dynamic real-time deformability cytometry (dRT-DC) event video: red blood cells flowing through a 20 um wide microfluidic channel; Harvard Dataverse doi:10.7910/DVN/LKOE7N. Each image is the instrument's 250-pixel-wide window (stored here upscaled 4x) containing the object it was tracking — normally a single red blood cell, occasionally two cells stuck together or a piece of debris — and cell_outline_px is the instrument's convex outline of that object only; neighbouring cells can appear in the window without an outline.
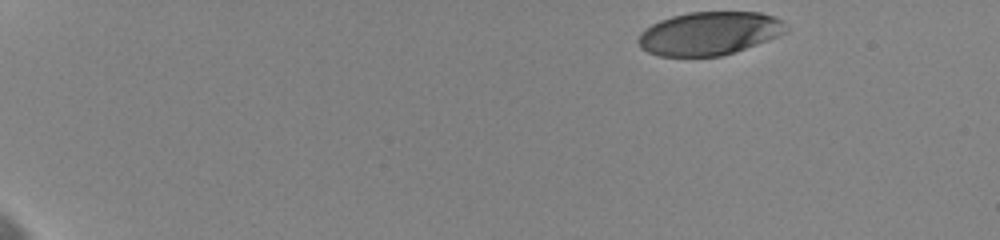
{"species": "human", "species_latin": "Homo sapiens", "temperature_condition": "cold", "stored_images_in_passage": 54, "camera_frame_rate_fps": 3000, "um_per_image_px": 0.085, "donor": {"sex": "female"}, "frame": {"image": 1, "passage_image": 1, "time_ms": 0.0, "image_size_px": [1000, 240], "cell_outline_px": [[788, 32], [756, 44], [720, 56], [660, 56], [648, 52], [640, 48], [636, 40], [640, 32], [644, 28], [660, 20], [672, 16], [688, 12], [760, 12], [776, 16], [784, 20], [788, 28]], "centroid_in_image_um": [60.28, 2.82], "position_along_channel_um": 24.7, "area_um2": 37.45}}
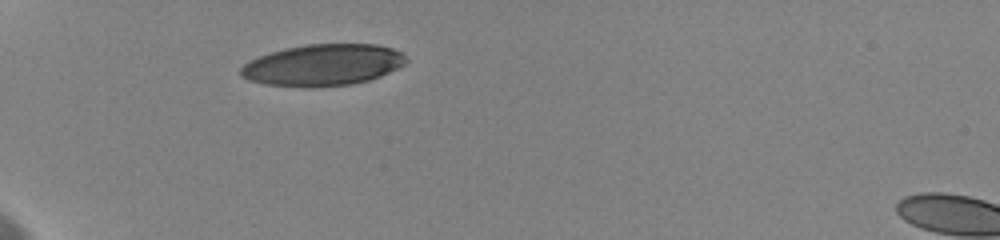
{"frame": {"image": 2, "passage_image": 34, "time_ms": 4.0, "image_size_px": [1000, 240], "cell_outline_px": [[408, 60], [404, 64], [380, 76], [368, 80], [352, 84], [316, 88], [304, 88], [264, 84], [248, 80], [240, 76], [240, 68], [248, 60], [284, 48], [308, 44], [376, 44], [392, 48], [400, 52]], "centroid_in_image_um": [27.4, 5.54], "position_along_channel_um": 57.6, "area_um2": 40.23}}
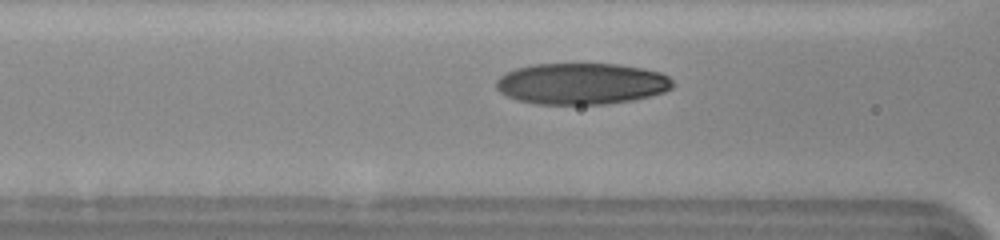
{"frame": {"image": 3, "passage_image": 44, "time_ms": 6.333, "image_size_px": [1000, 240], "cell_outline_px": [[672, 88], [664, 92], [632, 100], [604, 104], [536, 104], [516, 100], [500, 92], [496, 88], [496, 80], [500, 76], [516, 68], [532, 64], [620, 64], [644, 68], [660, 72], [668, 76], [672, 80]], "centroid_in_image_um": [49.42, 7.11], "position_along_channel_um": 117.2, "area_um2": 42.6}}